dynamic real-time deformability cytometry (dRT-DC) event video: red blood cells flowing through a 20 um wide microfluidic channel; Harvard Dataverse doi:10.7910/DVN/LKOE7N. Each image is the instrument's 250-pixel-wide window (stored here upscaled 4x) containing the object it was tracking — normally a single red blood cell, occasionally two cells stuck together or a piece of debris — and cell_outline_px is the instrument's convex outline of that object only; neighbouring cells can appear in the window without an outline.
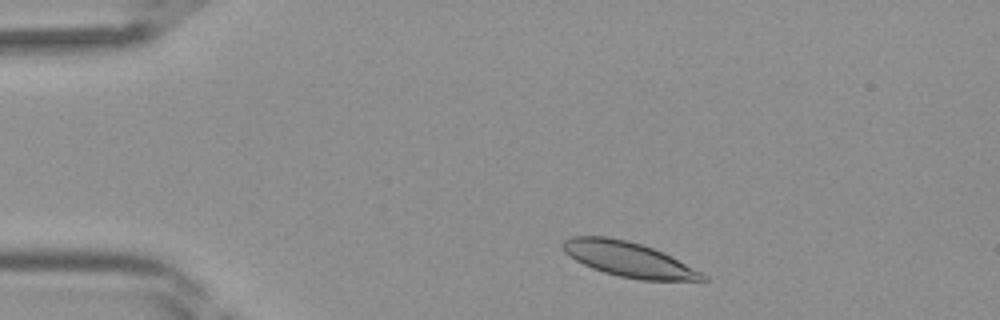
{"species": "Egyptian fruit bat (a non-hibernating species)", "species_latin": "Rousettus aegyptiacus", "temperature_condition": "room temperature", "stored_images_in_passage": 37, "camera_frame_rate_fps": 3000, "um_per_image_px": 0.085, "frame": {"image": 1, "passage_image": 3, "time_ms": 0.667, "image_size_px": [1000, 320], "cell_outline_px": [[708, 280], [640, 280], [620, 276], [604, 272], [592, 268], [576, 260], [564, 252], [560, 244], [564, 240], [572, 236], [604, 236], [628, 240], [652, 248], [708, 276]], "centroid_in_image_um": [53.34, 22.03], "position_along_channel_um": 31.7, "area_um2": 27.8}}
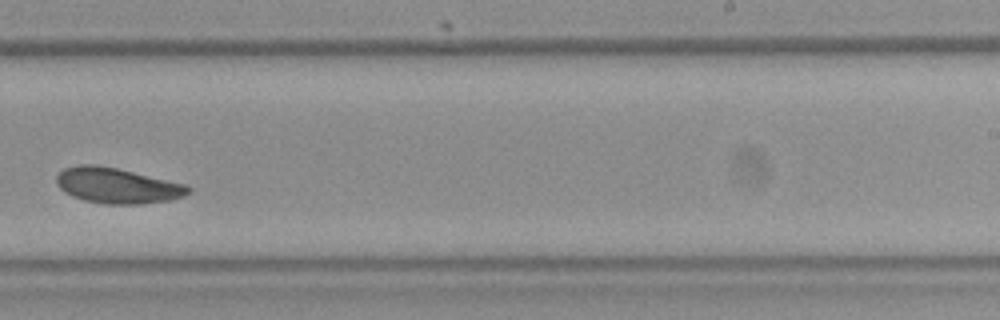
{"frame": {"image": 2, "passage_image": 22, "time_ms": 7.0, "image_size_px": [1000, 320], "cell_outline_px": [[192, 188], [184, 196], [168, 200], [140, 204], [104, 204], [84, 200], [72, 196], [64, 192], [56, 184], [56, 176], [64, 168], [80, 164], [96, 164], [116, 168], [188, 184]], "centroid_in_image_um": [9.95, 15.77], "position_along_channel_um": 279.0, "area_um2": 27.34}}
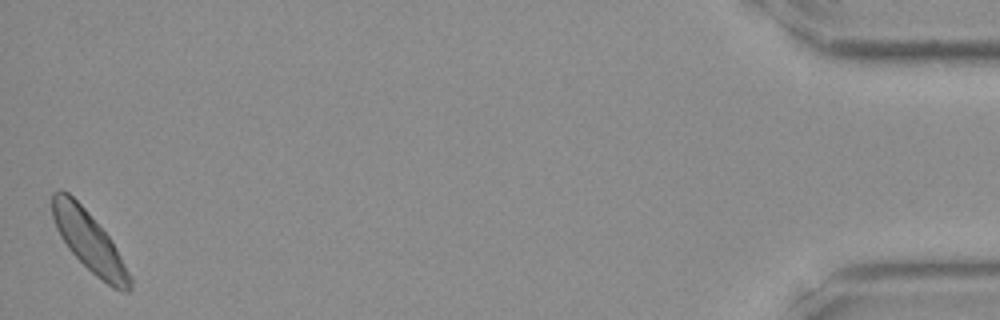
{"frame": {"image": 3, "passage_image": 37, "time_ms": 12.0, "image_size_px": [1000, 320], "cell_outline_px": [[132, 288], [128, 292], [124, 292], [112, 288], [96, 276], [68, 248], [60, 236], [56, 228], [52, 216], [52, 192], [60, 188], [68, 192], [88, 212], [108, 236], [116, 248], [132, 280]], "centroid_in_image_um": [7.56, 20.52], "position_along_channel_um": 427.6, "area_um2": 26.65}}